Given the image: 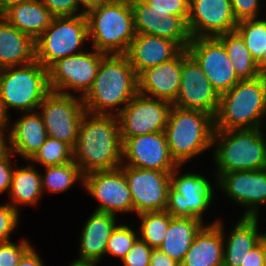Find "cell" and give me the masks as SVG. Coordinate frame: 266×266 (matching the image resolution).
Listing matches in <instances>:
<instances>
[{"label":"cell","instance_id":"obj_47","mask_svg":"<svg viewBox=\"0 0 266 266\" xmlns=\"http://www.w3.org/2000/svg\"><path fill=\"white\" fill-rule=\"evenodd\" d=\"M5 131L6 130H0V159L10 152L9 137L5 136Z\"/></svg>","mask_w":266,"mask_h":266},{"label":"cell","instance_id":"obj_40","mask_svg":"<svg viewBox=\"0 0 266 266\" xmlns=\"http://www.w3.org/2000/svg\"><path fill=\"white\" fill-rule=\"evenodd\" d=\"M152 250L149 245L138 238L123 258L122 263L124 266H149Z\"/></svg>","mask_w":266,"mask_h":266},{"label":"cell","instance_id":"obj_6","mask_svg":"<svg viewBox=\"0 0 266 266\" xmlns=\"http://www.w3.org/2000/svg\"><path fill=\"white\" fill-rule=\"evenodd\" d=\"M164 132L172 158L182 166L212 147L214 118L202 111L172 105Z\"/></svg>","mask_w":266,"mask_h":266},{"label":"cell","instance_id":"obj_39","mask_svg":"<svg viewBox=\"0 0 266 266\" xmlns=\"http://www.w3.org/2000/svg\"><path fill=\"white\" fill-rule=\"evenodd\" d=\"M19 211L9 203L0 205V243L10 241V234L17 228Z\"/></svg>","mask_w":266,"mask_h":266},{"label":"cell","instance_id":"obj_51","mask_svg":"<svg viewBox=\"0 0 266 266\" xmlns=\"http://www.w3.org/2000/svg\"><path fill=\"white\" fill-rule=\"evenodd\" d=\"M96 265L97 263L75 260L69 266H96Z\"/></svg>","mask_w":266,"mask_h":266},{"label":"cell","instance_id":"obj_30","mask_svg":"<svg viewBox=\"0 0 266 266\" xmlns=\"http://www.w3.org/2000/svg\"><path fill=\"white\" fill-rule=\"evenodd\" d=\"M41 173L34 166L14 168L12 173L11 187L9 191V203L19 211L18 205L35 206L42 196Z\"/></svg>","mask_w":266,"mask_h":266},{"label":"cell","instance_id":"obj_5","mask_svg":"<svg viewBox=\"0 0 266 266\" xmlns=\"http://www.w3.org/2000/svg\"><path fill=\"white\" fill-rule=\"evenodd\" d=\"M214 130L216 175L266 168V139L261 130Z\"/></svg>","mask_w":266,"mask_h":266},{"label":"cell","instance_id":"obj_11","mask_svg":"<svg viewBox=\"0 0 266 266\" xmlns=\"http://www.w3.org/2000/svg\"><path fill=\"white\" fill-rule=\"evenodd\" d=\"M47 136L63 141L72 149L85 111L82 97L50 92L39 105Z\"/></svg>","mask_w":266,"mask_h":266},{"label":"cell","instance_id":"obj_4","mask_svg":"<svg viewBox=\"0 0 266 266\" xmlns=\"http://www.w3.org/2000/svg\"><path fill=\"white\" fill-rule=\"evenodd\" d=\"M88 38L95 50L126 54L135 37L132 6L126 0H108L85 13Z\"/></svg>","mask_w":266,"mask_h":266},{"label":"cell","instance_id":"obj_43","mask_svg":"<svg viewBox=\"0 0 266 266\" xmlns=\"http://www.w3.org/2000/svg\"><path fill=\"white\" fill-rule=\"evenodd\" d=\"M13 153L10 151L5 157L0 159V194L6 190L10 191L12 173L16 165L11 164V156Z\"/></svg>","mask_w":266,"mask_h":266},{"label":"cell","instance_id":"obj_7","mask_svg":"<svg viewBox=\"0 0 266 266\" xmlns=\"http://www.w3.org/2000/svg\"><path fill=\"white\" fill-rule=\"evenodd\" d=\"M48 69L36 60L0 70V99L6 111L33 112L50 93Z\"/></svg>","mask_w":266,"mask_h":266},{"label":"cell","instance_id":"obj_36","mask_svg":"<svg viewBox=\"0 0 266 266\" xmlns=\"http://www.w3.org/2000/svg\"><path fill=\"white\" fill-rule=\"evenodd\" d=\"M139 235L127 225H116L107 242L106 254L120 257L121 261L131 250Z\"/></svg>","mask_w":266,"mask_h":266},{"label":"cell","instance_id":"obj_42","mask_svg":"<svg viewBox=\"0 0 266 266\" xmlns=\"http://www.w3.org/2000/svg\"><path fill=\"white\" fill-rule=\"evenodd\" d=\"M233 14L237 21L258 17L259 0H230Z\"/></svg>","mask_w":266,"mask_h":266},{"label":"cell","instance_id":"obj_45","mask_svg":"<svg viewBox=\"0 0 266 266\" xmlns=\"http://www.w3.org/2000/svg\"><path fill=\"white\" fill-rule=\"evenodd\" d=\"M149 266H180V264L161 250L153 249Z\"/></svg>","mask_w":266,"mask_h":266},{"label":"cell","instance_id":"obj_20","mask_svg":"<svg viewBox=\"0 0 266 266\" xmlns=\"http://www.w3.org/2000/svg\"><path fill=\"white\" fill-rule=\"evenodd\" d=\"M136 34H148L175 41L182 49L191 42L187 23L179 16L151 11L148 3L130 4Z\"/></svg>","mask_w":266,"mask_h":266},{"label":"cell","instance_id":"obj_26","mask_svg":"<svg viewBox=\"0 0 266 266\" xmlns=\"http://www.w3.org/2000/svg\"><path fill=\"white\" fill-rule=\"evenodd\" d=\"M35 61V41L0 16V70Z\"/></svg>","mask_w":266,"mask_h":266},{"label":"cell","instance_id":"obj_52","mask_svg":"<svg viewBox=\"0 0 266 266\" xmlns=\"http://www.w3.org/2000/svg\"><path fill=\"white\" fill-rule=\"evenodd\" d=\"M130 4H143V3H149L153 0H126Z\"/></svg>","mask_w":266,"mask_h":266},{"label":"cell","instance_id":"obj_53","mask_svg":"<svg viewBox=\"0 0 266 266\" xmlns=\"http://www.w3.org/2000/svg\"><path fill=\"white\" fill-rule=\"evenodd\" d=\"M266 74V52H264L262 57V75Z\"/></svg>","mask_w":266,"mask_h":266},{"label":"cell","instance_id":"obj_27","mask_svg":"<svg viewBox=\"0 0 266 266\" xmlns=\"http://www.w3.org/2000/svg\"><path fill=\"white\" fill-rule=\"evenodd\" d=\"M230 232L227 241L224 237L223 266H244V260L261 239L258 233V217H243Z\"/></svg>","mask_w":266,"mask_h":266},{"label":"cell","instance_id":"obj_38","mask_svg":"<svg viewBox=\"0 0 266 266\" xmlns=\"http://www.w3.org/2000/svg\"><path fill=\"white\" fill-rule=\"evenodd\" d=\"M190 0H153L148 4L151 11L181 17L186 23L189 17Z\"/></svg>","mask_w":266,"mask_h":266},{"label":"cell","instance_id":"obj_29","mask_svg":"<svg viewBox=\"0 0 266 266\" xmlns=\"http://www.w3.org/2000/svg\"><path fill=\"white\" fill-rule=\"evenodd\" d=\"M204 226L198 218L172 217L159 250L180 264L195 236Z\"/></svg>","mask_w":266,"mask_h":266},{"label":"cell","instance_id":"obj_21","mask_svg":"<svg viewBox=\"0 0 266 266\" xmlns=\"http://www.w3.org/2000/svg\"><path fill=\"white\" fill-rule=\"evenodd\" d=\"M182 51L173 59L150 67L138 76V93L174 103L180 89Z\"/></svg>","mask_w":266,"mask_h":266},{"label":"cell","instance_id":"obj_44","mask_svg":"<svg viewBox=\"0 0 266 266\" xmlns=\"http://www.w3.org/2000/svg\"><path fill=\"white\" fill-rule=\"evenodd\" d=\"M244 266H266L264 247L261 242L249 251L244 260Z\"/></svg>","mask_w":266,"mask_h":266},{"label":"cell","instance_id":"obj_48","mask_svg":"<svg viewBox=\"0 0 266 266\" xmlns=\"http://www.w3.org/2000/svg\"><path fill=\"white\" fill-rule=\"evenodd\" d=\"M31 0H0V16H2L12 6Z\"/></svg>","mask_w":266,"mask_h":266},{"label":"cell","instance_id":"obj_32","mask_svg":"<svg viewBox=\"0 0 266 266\" xmlns=\"http://www.w3.org/2000/svg\"><path fill=\"white\" fill-rule=\"evenodd\" d=\"M235 30L243 38L262 74V57L266 52V20L260 18L239 20Z\"/></svg>","mask_w":266,"mask_h":266},{"label":"cell","instance_id":"obj_17","mask_svg":"<svg viewBox=\"0 0 266 266\" xmlns=\"http://www.w3.org/2000/svg\"><path fill=\"white\" fill-rule=\"evenodd\" d=\"M83 186L100 201L95 211L116 216V212H133L132 196L121 168L87 173Z\"/></svg>","mask_w":266,"mask_h":266},{"label":"cell","instance_id":"obj_2","mask_svg":"<svg viewBox=\"0 0 266 266\" xmlns=\"http://www.w3.org/2000/svg\"><path fill=\"white\" fill-rule=\"evenodd\" d=\"M138 93V80L134 68L125 54L105 55L91 88L82 97L85 111L92 114L115 115ZM107 108H111L107 112ZM121 108V109H120Z\"/></svg>","mask_w":266,"mask_h":266},{"label":"cell","instance_id":"obj_35","mask_svg":"<svg viewBox=\"0 0 266 266\" xmlns=\"http://www.w3.org/2000/svg\"><path fill=\"white\" fill-rule=\"evenodd\" d=\"M29 161L40 163L44 167L63 165L73 161V149L63 141L47 137Z\"/></svg>","mask_w":266,"mask_h":266},{"label":"cell","instance_id":"obj_8","mask_svg":"<svg viewBox=\"0 0 266 266\" xmlns=\"http://www.w3.org/2000/svg\"><path fill=\"white\" fill-rule=\"evenodd\" d=\"M85 40H89L85 14L54 17L35 40V60L48 69L57 60L83 52Z\"/></svg>","mask_w":266,"mask_h":266},{"label":"cell","instance_id":"obj_34","mask_svg":"<svg viewBox=\"0 0 266 266\" xmlns=\"http://www.w3.org/2000/svg\"><path fill=\"white\" fill-rule=\"evenodd\" d=\"M141 219L139 238L152 249H159L168 230L172 215L166 210L138 214Z\"/></svg>","mask_w":266,"mask_h":266},{"label":"cell","instance_id":"obj_19","mask_svg":"<svg viewBox=\"0 0 266 266\" xmlns=\"http://www.w3.org/2000/svg\"><path fill=\"white\" fill-rule=\"evenodd\" d=\"M218 186L240 206L249 207L243 217H258L260 205L266 204V168L219 174Z\"/></svg>","mask_w":266,"mask_h":266},{"label":"cell","instance_id":"obj_14","mask_svg":"<svg viewBox=\"0 0 266 266\" xmlns=\"http://www.w3.org/2000/svg\"><path fill=\"white\" fill-rule=\"evenodd\" d=\"M186 50L202 68L219 96L240 81L225 47L216 37L191 38Z\"/></svg>","mask_w":266,"mask_h":266},{"label":"cell","instance_id":"obj_37","mask_svg":"<svg viewBox=\"0 0 266 266\" xmlns=\"http://www.w3.org/2000/svg\"><path fill=\"white\" fill-rule=\"evenodd\" d=\"M31 247L27 239L21 240L19 244L11 241L0 243V266H17Z\"/></svg>","mask_w":266,"mask_h":266},{"label":"cell","instance_id":"obj_15","mask_svg":"<svg viewBox=\"0 0 266 266\" xmlns=\"http://www.w3.org/2000/svg\"><path fill=\"white\" fill-rule=\"evenodd\" d=\"M132 196L133 212L164 211L172 172L121 165Z\"/></svg>","mask_w":266,"mask_h":266},{"label":"cell","instance_id":"obj_10","mask_svg":"<svg viewBox=\"0 0 266 266\" xmlns=\"http://www.w3.org/2000/svg\"><path fill=\"white\" fill-rule=\"evenodd\" d=\"M105 53L93 48V51L81 53L57 60L48 68V84L50 91L64 95H72L69 89L81 91L83 97L91 88L100 62ZM82 94V95H81Z\"/></svg>","mask_w":266,"mask_h":266},{"label":"cell","instance_id":"obj_28","mask_svg":"<svg viewBox=\"0 0 266 266\" xmlns=\"http://www.w3.org/2000/svg\"><path fill=\"white\" fill-rule=\"evenodd\" d=\"M2 17L34 41L50 26L54 18L41 0H31L12 6Z\"/></svg>","mask_w":266,"mask_h":266},{"label":"cell","instance_id":"obj_18","mask_svg":"<svg viewBox=\"0 0 266 266\" xmlns=\"http://www.w3.org/2000/svg\"><path fill=\"white\" fill-rule=\"evenodd\" d=\"M230 0H190L187 27L191 38L217 37L235 31Z\"/></svg>","mask_w":266,"mask_h":266},{"label":"cell","instance_id":"obj_31","mask_svg":"<svg viewBox=\"0 0 266 266\" xmlns=\"http://www.w3.org/2000/svg\"><path fill=\"white\" fill-rule=\"evenodd\" d=\"M216 38L225 47L228 58L240 80L254 79L262 75L243 38L236 30L219 35Z\"/></svg>","mask_w":266,"mask_h":266},{"label":"cell","instance_id":"obj_46","mask_svg":"<svg viewBox=\"0 0 266 266\" xmlns=\"http://www.w3.org/2000/svg\"><path fill=\"white\" fill-rule=\"evenodd\" d=\"M17 266H45L41 257L35 252L34 248H30L21 258Z\"/></svg>","mask_w":266,"mask_h":266},{"label":"cell","instance_id":"obj_41","mask_svg":"<svg viewBox=\"0 0 266 266\" xmlns=\"http://www.w3.org/2000/svg\"><path fill=\"white\" fill-rule=\"evenodd\" d=\"M43 5L51 12L54 17L76 16L85 14L80 10L77 0H41Z\"/></svg>","mask_w":266,"mask_h":266},{"label":"cell","instance_id":"obj_23","mask_svg":"<svg viewBox=\"0 0 266 266\" xmlns=\"http://www.w3.org/2000/svg\"><path fill=\"white\" fill-rule=\"evenodd\" d=\"M223 223L205 225L195 236L180 266H223Z\"/></svg>","mask_w":266,"mask_h":266},{"label":"cell","instance_id":"obj_24","mask_svg":"<svg viewBox=\"0 0 266 266\" xmlns=\"http://www.w3.org/2000/svg\"><path fill=\"white\" fill-rule=\"evenodd\" d=\"M116 225L115 215L94 211L81 232L80 257L76 260L99 264L106 255L107 242Z\"/></svg>","mask_w":266,"mask_h":266},{"label":"cell","instance_id":"obj_16","mask_svg":"<svg viewBox=\"0 0 266 266\" xmlns=\"http://www.w3.org/2000/svg\"><path fill=\"white\" fill-rule=\"evenodd\" d=\"M121 139L122 165L160 172H173L179 167L170 154L164 131Z\"/></svg>","mask_w":266,"mask_h":266},{"label":"cell","instance_id":"obj_12","mask_svg":"<svg viewBox=\"0 0 266 266\" xmlns=\"http://www.w3.org/2000/svg\"><path fill=\"white\" fill-rule=\"evenodd\" d=\"M172 104L137 93L117 114L121 138L165 131Z\"/></svg>","mask_w":266,"mask_h":266},{"label":"cell","instance_id":"obj_1","mask_svg":"<svg viewBox=\"0 0 266 266\" xmlns=\"http://www.w3.org/2000/svg\"><path fill=\"white\" fill-rule=\"evenodd\" d=\"M122 143L116 115L85 112L73 148V161L84 175L120 168Z\"/></svg>","mask_w":266,"mask_h":266},{"label":"cell","instance_id":"obj_50","mask_svg":"<svg viewBox=\"0 0 266 266\" xmlns=\"http://www.w3.org/2000/svg\"><path fill=\"white\" fill-rule=\"evenodd\" d=\"M8 113L4 107V104L2 100L0 99V130L6 129L8 126L9 116Z\"/></svg>","mask_w":266,"mask_h":266},{"label":"cell","instance_id":"obj_33","mask_svg":"<svg viewBox=\"0 0 266 266\" xmlns=\"http://www.w3.org/2000/svg\"><path fill=\"white\" fill-rule=\"evenodd\" d=\"M45 175L41 173L42 191L60 193L70 188L78 180L83 184L84 174L79 166L71 161L63 165L46 166Z\"/></svg>","mask_w":266,"mask_h":266},{"label":"cell","instance_id":"obj_49","mask_svg":"<svg viewBox=\"0 0 266 266\" xmlns=\"http://www.w3.org/2000/svg\"><path fill=\"white\" fill-rule=\"evenodd\" d=\"M108 0H77L78 5L81 8L83 6V12L86 13L88 10L97 7L99 4ZM81 4V5H80Z\"/></svg>","mask_w":266,"mask_h":266},{"label":"cell","instance_id":"obj_25","mask_svg":"<svg viewBox=\"0 0 266 266\" xmlns=\"http://www.w3.org/2000/svg\"><path fill=\"white\" fill-rule=\"evenodd\" d=\"M8 136L10 151L30 160L45 142L47 136L43 118L39 112H25L10 127Z\"/></svg>","mask_w":266,"mask_h":266},{"label":"cell","instance_id":"obj_13","mask_svg":"<svg viewBox=\"0 0 266 266\" xmlns=\"http://www.w3.org/2000/svg\"><path fill=\"white\" fill-rule=\"evenodd\" d=\"M219 97L202 68L187 50L183 49L180 89L172 105L182 109L202 111L214 118Z\"/></svg>","mask_w":266,"mask_h":266},{"label":"cell","instance_id":"obj_9","mask_svg":"<svg viewBox=\"0 0 266 266\" xmlns=\"http://www.w3.org/2000/svg\"><path fill=\"white\" fill-rule=\"evenodd\" d=\"M177 167L170 175L166 211L172 217L198 218L210 206L214 191L204 176L196 173L179 175ZM179 175V176H178Z\"/></svg>","mask_w":266,"mask_h":266},{"label":"cell","instance_id":"obj_3","mask_svg":"<svg viewBox=\"0 0 266 266\" xmlns=\"http://www.w3.org/2000/svg\"><path fill=\"white\" fill-rule=\"evenodd\" d=\"M265 114L264 76L240 80L230 90L220 95L214 116V130L261 128Z\"/></svg>","mask_w":266,"mask_h":266},{"label":"cell","instance_id":"obj_54","mask_svg":"<svg viewBox=\"0 0 266 266\" xmlns=\"http://www.w3.org/2000/svg\"><path fill=\"white\" fill-rule=\"evenodd\" d=\"M260 242L263 244L265 258H266V234H262L261 239H260Z\"/></svg>","mask_w":266,"mask_h":266},{"label":"cell","instance_id":"obj_22","mask_svg":"<svg viewBox=\"0 0 266 266\" xmlns=\"http://www.w3.org/2000/svg\"><path fill=\"white\" fill-rule=\"evenodd\" d=\"M183 49L170 39L136 34L126 56L138 76L142 71L175 58Z\"/></svg>","mask_w":266,"mask_h":266}]
</instances>
